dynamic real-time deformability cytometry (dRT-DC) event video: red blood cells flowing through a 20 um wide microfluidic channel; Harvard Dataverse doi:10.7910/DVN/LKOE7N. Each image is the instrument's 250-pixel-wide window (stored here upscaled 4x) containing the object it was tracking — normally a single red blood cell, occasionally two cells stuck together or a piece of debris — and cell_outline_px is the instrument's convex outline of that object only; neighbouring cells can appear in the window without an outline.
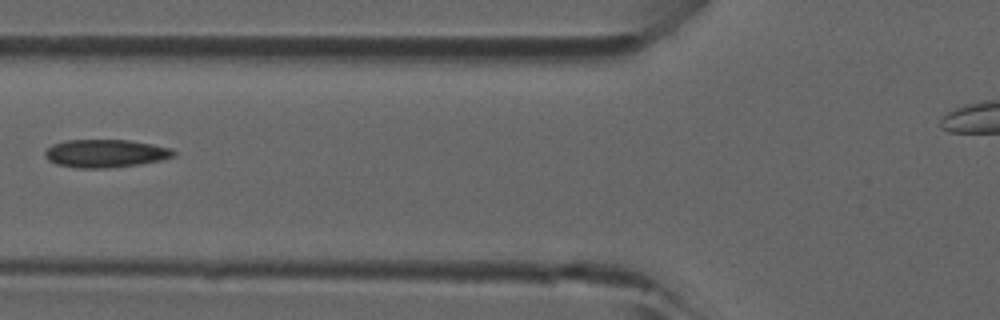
{"species": "common noctule bat (a hibernating species)", "species_latin": "Nyctalus noctula", "temperature_condition": "room temperature", "stored_images_in_passage": 3, "camera_frame_rate_fps": 3000, "um_per_image_px": 0.085, "animal": {"sex": "male", "forearm_length_mm": 52.5}, "frame": {"image": 1, "passage_image": 2, "time_ms": 0.333, "image_size_px": [1000, 320], "cell_outline_px": [[176, 156], [160, 160], [140, 164], [108, 168], [76, 168], [56, 164], [48, 160], [44, 156], [44, 152], [52, 144], [68, 140], [128, 140], [152, 144], [172, 148], [176, 152]], "centroid_in_image_um": [8.97, 13.04], "position_along_channel_um": 116.8, "area_um2": 21.1}}
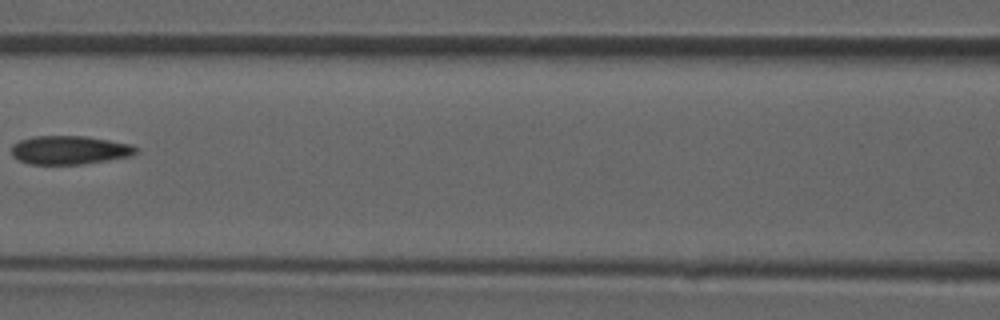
{"frame": {"image": 2, "passage_image": 3, "time_ms": 0.667, "image_size_px": [1000, 320], "cell_outline_px": [[140, 152], [132, 156], [84, 164], [32, 164], [20, 160], [12, 156], [12, 144], [20, 140], [32, 136], [88, 136], [132, 144]], "centroid_in_image_um": [5.95, 12.75], "position_along_channel_um": 160.6, "area_um2": 20.92}}